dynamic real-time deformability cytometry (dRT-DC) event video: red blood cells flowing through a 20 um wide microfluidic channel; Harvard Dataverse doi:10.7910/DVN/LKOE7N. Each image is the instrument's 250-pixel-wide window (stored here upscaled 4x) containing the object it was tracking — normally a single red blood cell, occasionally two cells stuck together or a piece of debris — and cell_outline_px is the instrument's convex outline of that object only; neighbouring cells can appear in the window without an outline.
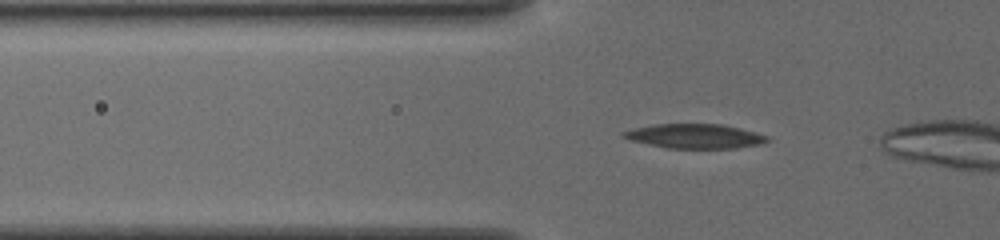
{"species": "common noctule bat (a hibernating species)", "species_latin": "Nyctalus noctula", "temperature_condition": "cold", "stored_images_in_passage": 5, "camera_frame_rate_fps": 3000, "um_per_image_px": 0.085, "animal": {"sex": "female", "body_mass_g": 19.5, "forearm_length_mm": 54.1}, "frame": {"image": 1, "passage_image": 2, "time_ms": 0.333, "image_size_px": [1000, 240], "cell_outline_px": [[768, 140], [760, 144], [736, 148], [668, 148], [648, 144], [632, 140], [624, 136], [620, 132], [636, 128], [656, 124], [724, 124], [740, 128], [768, 136]], "centroid_in_image_um": [59.09, 11.57], "position_along_channel_um": 66.7, "area_um2": 20.17}}